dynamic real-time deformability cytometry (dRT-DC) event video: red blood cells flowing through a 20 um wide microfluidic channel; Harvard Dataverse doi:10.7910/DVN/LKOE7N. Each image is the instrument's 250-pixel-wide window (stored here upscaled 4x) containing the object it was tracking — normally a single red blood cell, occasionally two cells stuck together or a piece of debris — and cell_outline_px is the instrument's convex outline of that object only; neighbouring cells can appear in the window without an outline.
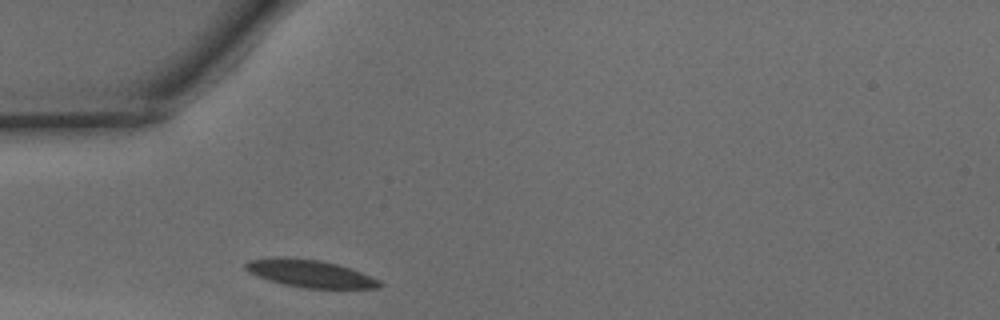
{"species": "common noctule bat (a hibernating species)", "species_latin": "Nyctalus noctula", "temperature_condition": "warm", "stored_images_in_passage": 24, "camera_frame_rate_fps": 3000, "um_per_image_px": 0.085, "animal": {"sex": "male", "body_mass_g": 15.6}, "frame": {"image": 1, "passage_image": 1, "time_ms": 0.0, "image_size_px": [1000, 320], "cell_outline_px": [[384, 284], [380, 288], [304, 288], [284, 284], [268, 280], [248, 272], [244, 268], [244, 264], [248, 260], [272, 256], [284, 256], [320, 260], [336, 264], [360, 272], [380, 280]], "centroid_in_image_um": [26.3, 23.23], "position_along_channel_um": 58.7, "area_um2": 21.62}}
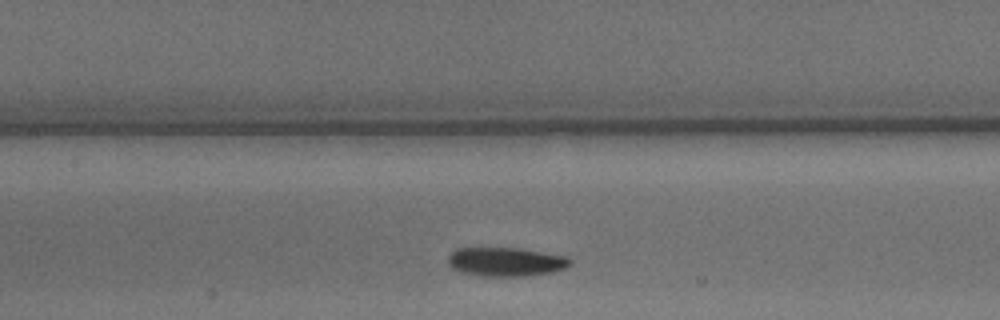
{"frame": {"image": 2, "passage_image": 9, "time_ms": 2.667, "image_size_px": [1000, 320], "cell_outline_px": [[572, 260], [564, 268], [552, 272], [524, 276], [480, 276], [460, 272], [452, 268], [448, 264], [448, 256], [456, 248], [516, 248], [568, 256]], "centroid_in_image_um": [42.96, 22.25], "position_along_channel_um": 164.4, "area_um2": 20.52}}
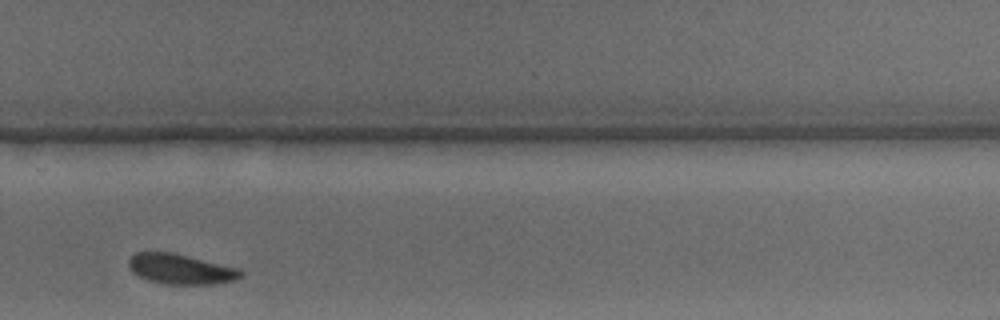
{"frame": {"image": 3, "passage_image": 20, "time_ms": 6.333, "image_size_px": [1000, 320], "cell_outline_px": [[244, 276], [236, 280], [212, 284], [168, 284], [148, 280], [132, 272], [128, 268], [128, 260], [136, 252], [172, 252], [240, 268], [244, 272]], "centroid_in_image_um": [15.39, 22.87], "position_along_channel_um": 314.4, "area_um2": 19.83}}